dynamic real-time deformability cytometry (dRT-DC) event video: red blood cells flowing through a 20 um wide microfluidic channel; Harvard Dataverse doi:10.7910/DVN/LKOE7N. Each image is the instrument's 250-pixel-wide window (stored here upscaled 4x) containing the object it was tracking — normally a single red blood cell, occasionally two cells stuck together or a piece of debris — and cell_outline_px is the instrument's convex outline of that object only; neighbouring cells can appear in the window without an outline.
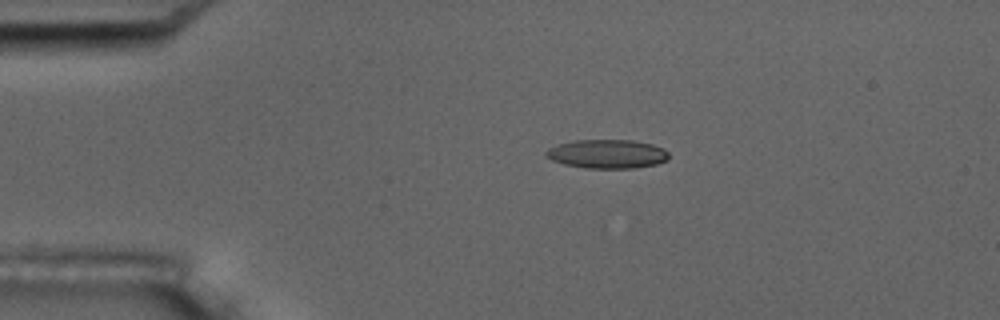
{"species": "common noctule bat (a hibernating species)", "species_latin": "Nyctalus noctula", "temperature_condition": "room temperature", "stored_images_in_passage": 14, "camera_frame_rate_fps": 3000, "um_per_image_px": 0.085, "animal": {"sex": "male", "body_mass_g": 17.5, "forearm_length_mm": 52.3}, "frame": {"image": 1, "passage_image": 3, "time_ms": 2.333, "image_size_px": [1000, 320], "cell_outline_px": [[668, 160], [656, 164], [636, 168], [584, 168], [564, 164], [552, 160], [544, 156], [544, 152], [548, 148], [560, 144], [576, 140], [632, 140], [652, 144], [664, 148], [668, 152]], "centroid_in_image_um": [51.61, 13.09], "position_along_channel_um": 33.4, "area_um2": 20.75}}
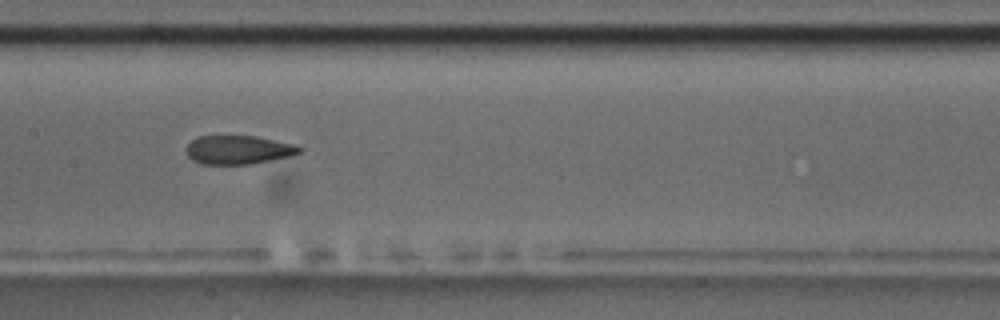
{"frame": {"image": 2, "passage_image": 7, "time_ms": 7.667, "image_size_px": [1000, 320], "cell_outline_px": [[304, 152], [292, 156], [252, 164], [200, 164], [192, 160], [184, 152], [184, 148], [196, 136], [256, 136], [296, 144], [304, 148]], "centroid_in_image_um": [20.29, 12.74], "position_along_channel_um": 187.1, "area_um2": 19.42}, "authors_computed_cell_mechanics": {"area_um2": 20.4323, "velocity_mm_per_s": 3.6901, "shape_relaxation_time_tau1_ms": null, "shape_relaxation_time_tau2_ms": 2.9629, "deformation_change_tau1": null, "deformation_change_tau2": 0.0702}}